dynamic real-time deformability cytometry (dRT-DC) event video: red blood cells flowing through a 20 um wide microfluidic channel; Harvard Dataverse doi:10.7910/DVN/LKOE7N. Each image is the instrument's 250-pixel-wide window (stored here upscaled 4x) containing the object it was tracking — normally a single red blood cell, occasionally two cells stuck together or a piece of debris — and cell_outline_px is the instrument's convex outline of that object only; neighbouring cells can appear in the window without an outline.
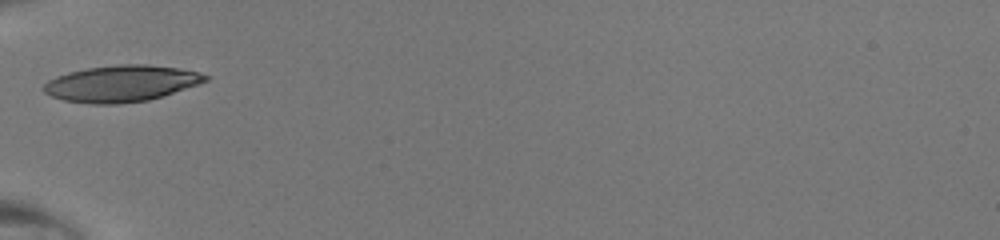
{"species": "human", "species_latin": "Homo sapiens", "temperature_condition": "room temperature", "stored_images_in_passage": 30, "camera_frame_rate_fps": 3000, "um_per_image_px": 0.085, "donor": {"sex": "male"}, "frame": {"image": 1, "passage_image": 1, "time_ms": 0.0, "image_size_px": [1000, 240], "cell_outline_px": [[208, 80], [148, 100], [116, 104], [92, 104], [64, 100], [52, 96], [44, 92], [40, 88], [48, 80], [56, 76], [68, 72], [88, 68], [120, 64], [148, 64], [180, 68], [200, 72], [208, 76]], "centroid_in_image_um": [10.26, 7.09], "position_along_channel_um": 74.7, "area_um2": 34.04}}
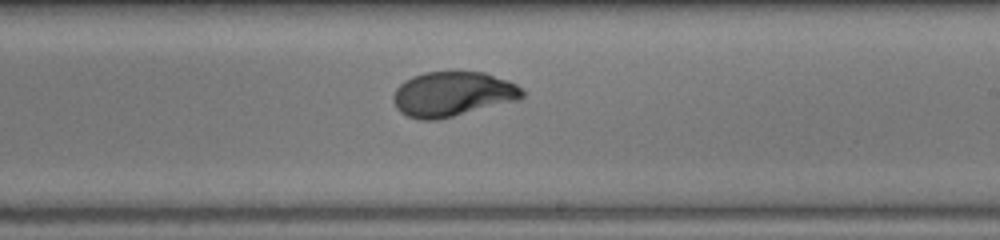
{"frame": {"image": 2, "passage_image": 13, "time_ms": 4.0, "image_size_px": [1000, 240], "cell_outline_px": [[524, 96], [520, 100], [436, 120], [420, 120], [408, 116], [400, 112], [396, 108], [392, 100], [392, 96], [396, 88], [404, 80], [412, 76], [424, 72], [484, 72], [508, 80], [516, 84], [524, 92]], "centroid_in_image_um": [38.46, 8.0], "position_along_channel_um": 250.5, "area_um2": 33.81}}
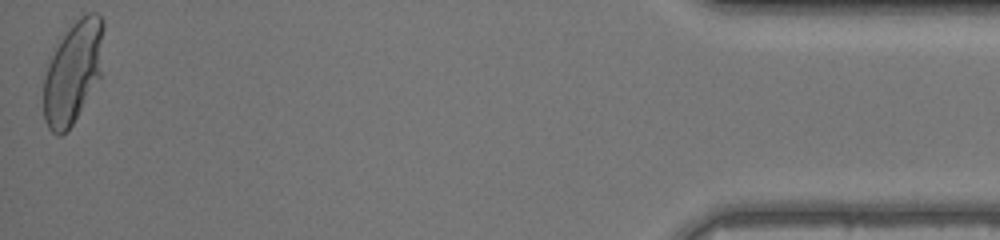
{"frame": {"image": 3, "passage_image": 30, "time_ms": 9.667, "image_size_px": [1000, 240], "cell_outline_px": [[104, 28], [100, 76], [72, 124], [60, 136], [56, 136], [48, 128], [44, 120], [44, 76], [48, 64], [60, 32], [80, 16], [88, 12], [96, 12], [104, 20]], "centroid_in_image_um": [6.19, 6.04], "position_along_channel_um": 429.0, "area_um2": 36.07}}